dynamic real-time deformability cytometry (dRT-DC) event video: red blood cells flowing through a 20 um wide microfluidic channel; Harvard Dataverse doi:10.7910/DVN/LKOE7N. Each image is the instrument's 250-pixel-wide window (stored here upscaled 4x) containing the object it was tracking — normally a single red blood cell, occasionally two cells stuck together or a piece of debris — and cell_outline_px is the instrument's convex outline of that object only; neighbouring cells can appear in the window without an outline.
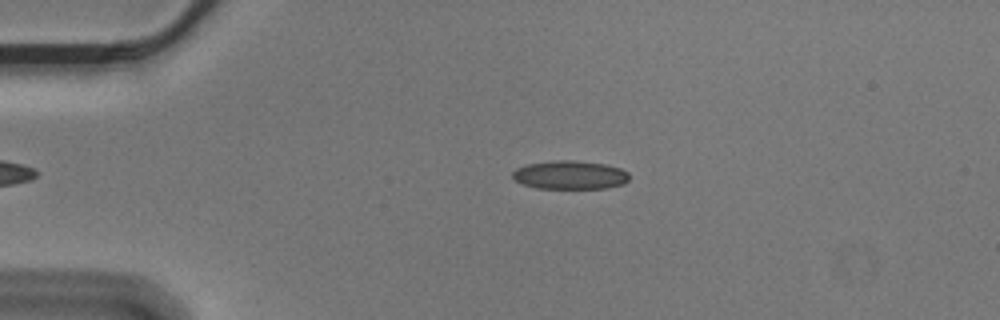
{"species": "Egyptian fruit bat (a non-hibernating species)", "species_latin": "Rousettus aegyptiacus", "temperature_condition": "cold", "stored_images_in_passage": 47, "camera_frame_rate_fps": 3000, "um_per_image_px": 0.085, "animal": {"sex": "male"}, "frame": {"image": 1, "passage_image": 3, "time_ms": 0.667, "image_size_px": [1000, 320], "cell_outline_px": [[628, 180], [624, 184], [608, 188], [536, 188], [524, 184], [516, 180], [512, 176], [512, 172], [516, 168], [528, 164], [556, 160], [576, 160], [604, 164], [620, 168], [628, 172]], "centroid_in_image_um": [48.47, 14.87], "position_along_channel_um": 36.5, "area_um2": 19.36}}
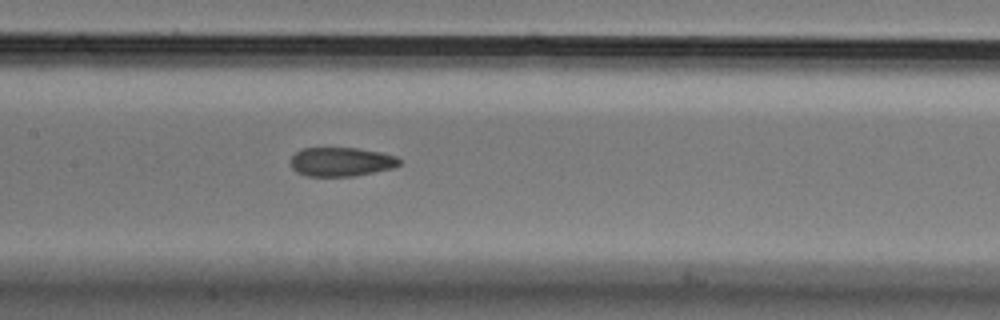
{"frame": {"image": 2, "passage_image": 18, "time_ms": 5.667, "image_size_px": [1000, 320], "cell_outline_px": [[404, 160], [400, 164], [392, 168], [352, 176], [304, 176], [296, 172], [292, 168], [292, 156], [300, 148], [356, 148], [380, 152], [396, 156]], "centroid_in_image_um": [29.0, 13.75], "position_along_channel_um": 178.4, "area_um2": 18.38}}
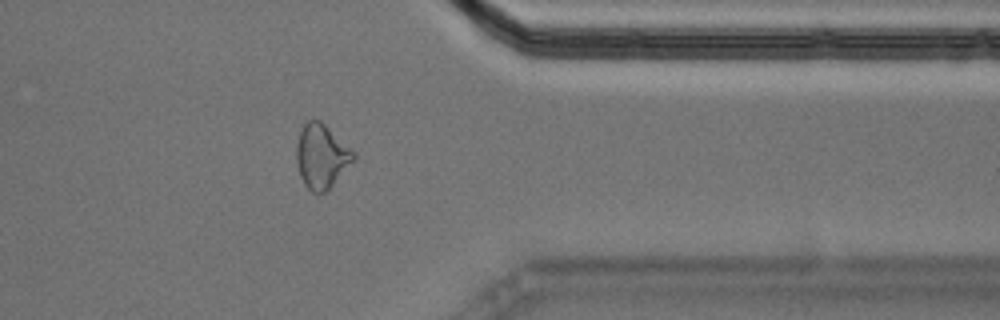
{"frame": {"image": 3, "passage_image": 36, "time_ms": 11.667, "image_size_px": [1000, 320], "cell_outline_px": [[356, 156], [332, 184], [324, 192], [312, 192], [304, 184], [300, 176], [296, 160], [296, 144], [300, 132], [304, 124], [308, 120], [320, 120], [352, 148], [356, 152]], "centroid_in_image_um": [27.31, 13.24], "position_along_channel_um": 384.1, "area_um2": 20.98}, "authors_computed_cell_mechanics": {"area_um2": 19.5942, "velocity_mm_per_s": 3.5805, "shape_relaxation_time_tau1_ms": 10.1548, "shape_relaxation_time_tau2_ms": 2.2372, "deformation_change_tau1": 0.1699, "deformation_change_tau2": 0.0805}}